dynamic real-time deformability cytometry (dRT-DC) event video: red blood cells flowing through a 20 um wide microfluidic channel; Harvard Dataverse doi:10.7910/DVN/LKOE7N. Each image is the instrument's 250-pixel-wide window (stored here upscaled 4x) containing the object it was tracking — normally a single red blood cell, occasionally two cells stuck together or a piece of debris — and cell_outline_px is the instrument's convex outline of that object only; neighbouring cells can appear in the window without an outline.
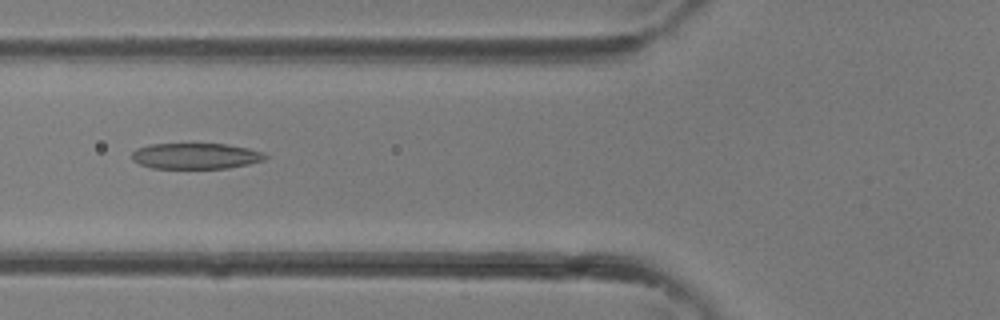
{"species": "common noctule bat (a hibernating species)", "species_latin": "Nyctalus noctula", "temperature_condition": "room temperature", "stored_images_in_passage": 35, "camera_frame_rate_fps": 3000, "um_per_image_px": 0.085, "animal": {"sex": "female"}, "frame": {"image": 1, "passage_image": 14, "time_ms": 4.333, "image_size_px": [1000, 320], "cell_outline_px": [[268, 156], [264, 160], [248, 164], [228, 168], [152, 168], [140, 164], [132, 160], [132, 152], [136, 148], [148, 144], [228, 144], [248, 148], [260, 152]], "centroid_in_image_um": [16.6, 13.26], "position_along_channel_um": 109.2, "area_um2": 20.06}}
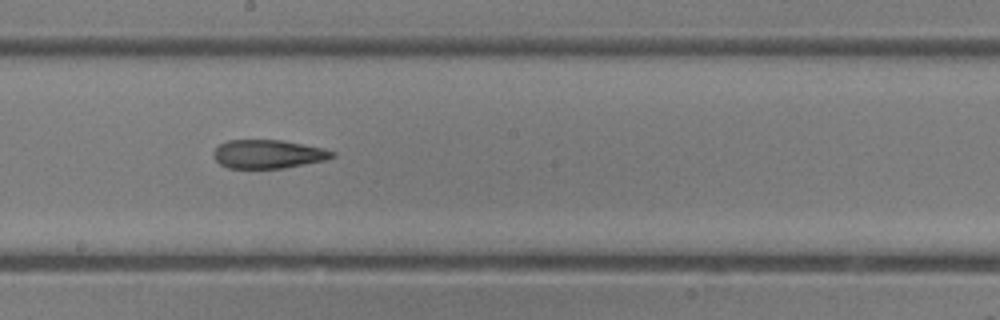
{"frame": {"image": 2, "passage_image": 20, "time_ms": 6.333, "image_size_px": [1000, 320], "cell_outline_px": [[336, 156], [324, 160], [284, 168], [228, 168], [220, 164], [212, 156], [212, 152], [220, 144], [228, 140], [280, 140], [324, 148], [336, 152]], "centroid_in_image_um": [22.78, 13.1], "position_along_channel_um": 225.4, "area_um2": 19.77}}
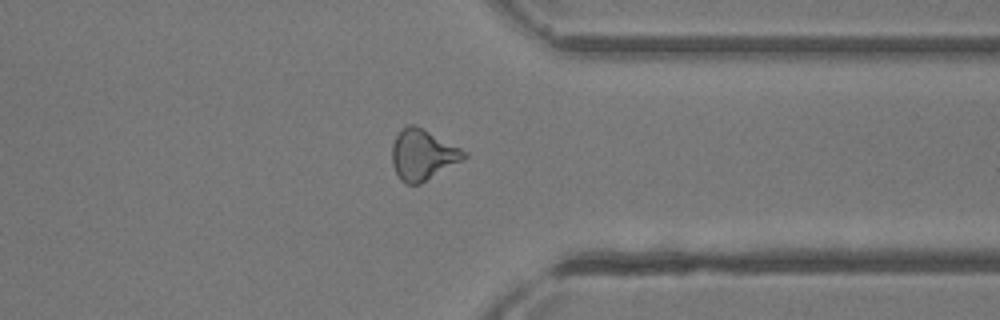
{"frame": {"image": 3, "passage_image": 28, "time_ms": 9.0, "image_size_px": [1000, 320], "cell_outline_px": [[468, 156], [464, 160], [420, 184], [404, 184], [400, 180], [392, 164], [392, 144], [400, 128], [408, 124], [412, 124], [468, 152]], "centroid_in_image_um": [35.92, 13.18], "position_along_channel_um": 375.5, "area_um2": 21.15}}